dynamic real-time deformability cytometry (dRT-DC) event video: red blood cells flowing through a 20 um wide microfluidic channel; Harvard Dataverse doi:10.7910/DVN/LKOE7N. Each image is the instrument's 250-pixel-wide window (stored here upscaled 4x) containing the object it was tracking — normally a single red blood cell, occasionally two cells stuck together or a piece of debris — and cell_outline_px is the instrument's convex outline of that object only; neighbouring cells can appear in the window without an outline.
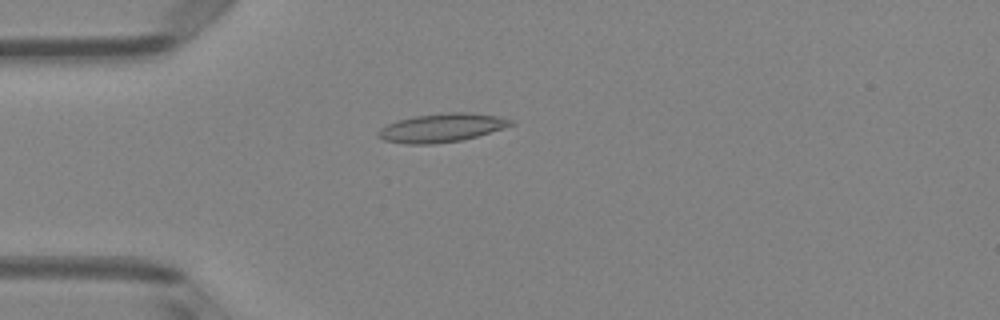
{"species": "Egyptian fruit bat (a non-hibernating species)", "species_latin": "Rousettus aegyptiacus", "temperature_condition": "room temperature", "stored_images_in_passage": 51, "camera_frame_rate_fps": 3000, "um_per_image_px": 0.085, "animal": {"sex": "female"}, "frame": {"image": 1, "passage_image": 14, "time_ms": 4.333, "image_size_px": [1000, 320], "cell_outline_px": [[516, 124], [504, 128], [464, 140], [432, 144], [408, 144], [384, 140], [376, 136], [376, 132], [380, 128], [396, 120], [416, 116], [448, 112], [468, 112], [500, 116], [516, 120]], "centroid_in_image_um": [37.59, 10.86], "position_along_channel_um": 47.4, "area_um2": 22.37}}
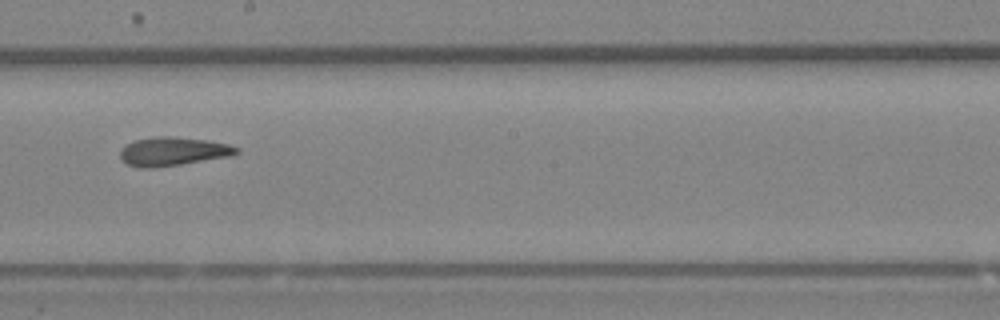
{"frame": {"image": 2, "passage_image": 29, "time_ms": 9.333, "image_size_px": [1000, 320], "cell_outline_px": [[240, 152], [232, 156], [180, 164], [152, 168], [140, 168], [128, 164], [120, 156], [120, 148], [124, 144], [136, 140], [156, 136], [172, 136], [208, 140], [228, 144], [240, 148]], "centroid_in_image_um": [14.72, 12.86], "position_along_channel_um": 233.5, "area_um2": 19.54}}
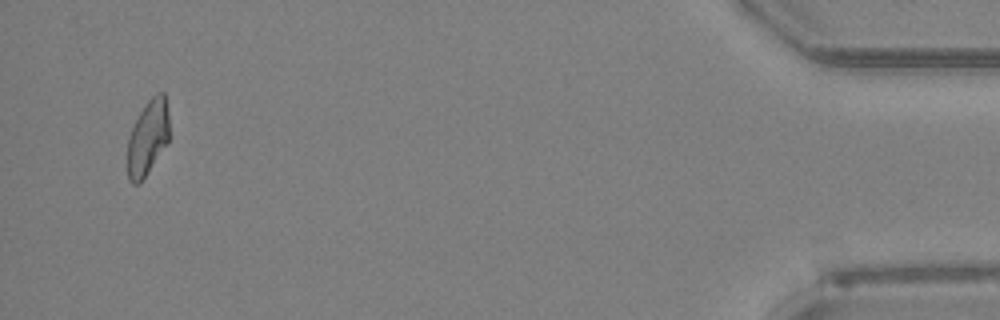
{"frame": {"image": 3, "passage_image": 49, "time_ms": 16.0, "image_size_px": [1000, 320], "cell_outline_px": [[168, 144], [140, 184], [132, 184], [128, 180], [128, 140], [132, 128], [140, 112], [148, 100], [156, 92], [164, 92], [168, 112]], "centroid_in_image_um": [12.57, 11.73], "position_along_channel_um": 422.6, "area_um2": 18.32}, "authors_computed_cell_mechanics": {"area_um2": 19.5364, "velocity_mm_per_s": 4.0409, "shape_relaxation_time_tau1_ms": null, "shape_relaxation_time_tau2_ms": 4.6586, "deformation_change_tau1": null, "deformation_change_tau2": 0.1417}}